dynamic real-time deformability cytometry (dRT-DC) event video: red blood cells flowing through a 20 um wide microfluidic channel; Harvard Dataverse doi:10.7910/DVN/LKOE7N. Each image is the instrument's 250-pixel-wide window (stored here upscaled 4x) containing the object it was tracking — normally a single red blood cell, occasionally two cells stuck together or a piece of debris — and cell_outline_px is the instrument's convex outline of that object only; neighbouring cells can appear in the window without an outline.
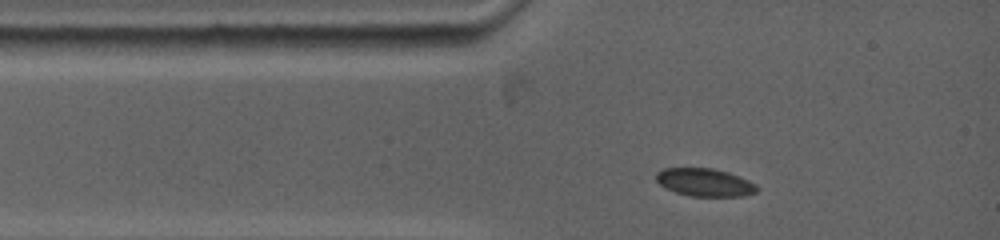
{"species": "common noctule bat (a hibernating species)", "species_latin": "Nyctalus noctula", "temperature_condition": "warm", "stored_images_in_passage": 2, "camera_frame_rate_fps": 5000, "um_per_image_px": 0.085, "animal": {"sex": "female", "body_mass_g": 19.0, "forearm_length_mm": 53.3}, "frame": {"image": 1, "passage_image": 1, "time_ms": 0.0, "image_size_px": [1000, 240], "cell_outline_px": [[760, 188], [756, 192], [744, 196], [688, 196], [664, 188], [656, 180], [656, 172], [664, 168], [712, 168], [728, 172], [748, 180], [756, 184]], "centroid_in_image_um": [59.9, 15.5], "position_along_channel_um": 25.1, "area_um2": 16.47}}